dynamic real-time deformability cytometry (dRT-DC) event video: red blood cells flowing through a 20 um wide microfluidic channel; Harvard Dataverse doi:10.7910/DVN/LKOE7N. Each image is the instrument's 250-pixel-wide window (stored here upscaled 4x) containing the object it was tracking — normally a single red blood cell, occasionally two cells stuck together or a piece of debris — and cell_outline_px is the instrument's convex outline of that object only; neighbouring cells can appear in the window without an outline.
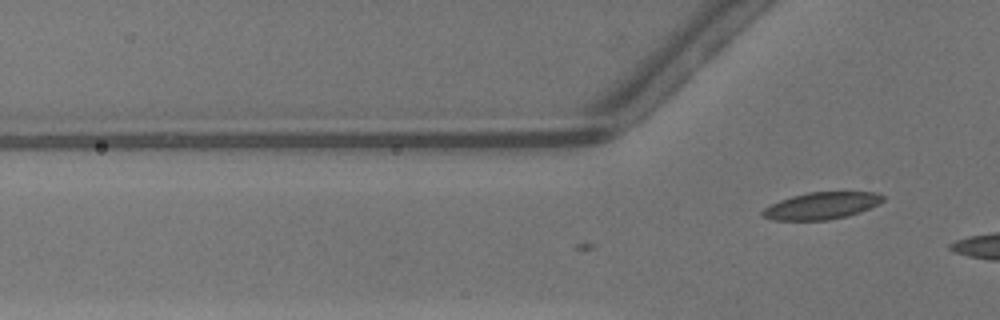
{"species": "common noctule bat (a hibernating species)", "species_latin": "Nyctalus noctula", "temperature_condition": "warm", "stored_images_in_passage": 6, "camera_frame_rate_fps": 3000, "um_per_image_px": 0.085, "animal": {"sex": "male", "body_mass_g": 13.3}, "frame": {"image": 1, "passage_image": 6, "time_ms": 1.667, "image_size_px": [1000, 320], "cell_outline_px": [[884, 200], [880, 204], [860, 212], [848, 216], [828, 220], [772, 220], [760, 216], [760, 212], [768, 204], [792, 196], [808, 192], [876, 192], [884, 196]], "centroid_in_image_um": [69.8, 17.49], "position_along_channel_um": 56.0, "area_um2": 19.19}}